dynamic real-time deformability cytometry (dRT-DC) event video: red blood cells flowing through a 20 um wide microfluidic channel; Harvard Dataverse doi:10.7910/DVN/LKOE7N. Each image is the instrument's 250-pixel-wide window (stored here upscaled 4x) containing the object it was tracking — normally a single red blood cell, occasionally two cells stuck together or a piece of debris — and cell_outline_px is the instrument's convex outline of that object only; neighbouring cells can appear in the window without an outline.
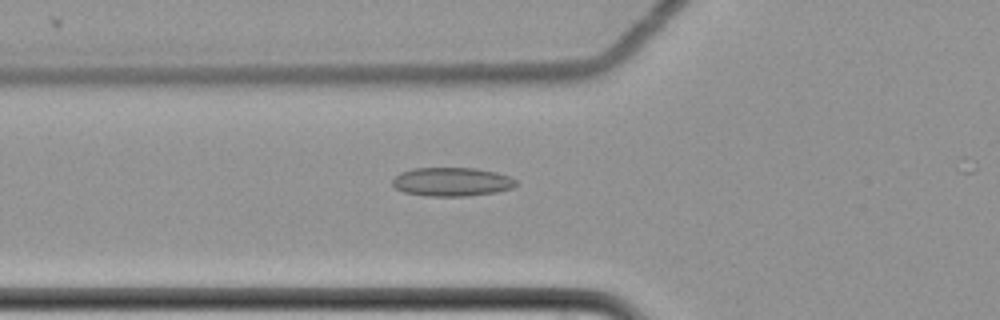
{"species": "common noctule bat (a hibernating species)", "species_latin": "Nyctalus noctula", "temperature_condition": "cold", "stored_images_in_passage": 50, "camera_frame_rate_fps": 3000, "um_per_image_px": 0.085, "animal": {"sex": "female", "body_mass_g": 22.7, "forearm_length_mm": 54.2}, "frame": {"image": 1, "passage_image": 23, "time_ms": 7.333, "image_size_px": [1000, 320], "cell_outline_px": [[516, 184], [512, 188], [496, 192], [468, 196], [424, 196], [404, 192], [396, 188], [392, 184], [392, 180], [400, 172], [412, 168], [476, 168], [496, 172], [508, 176], [516, 180]], "centroid_in_image_um": [38.38, 15.45], "position_along_channel_um": 87.4, "area_um2": 20.75}}
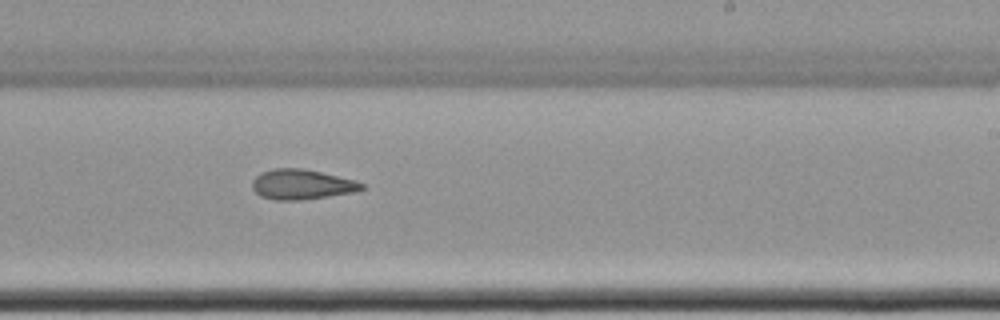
{"frame": {"image": 2, "passage_image": 38, "time_ms": 12.333, "image_size_px": [1000, 320], "cell_outline_px": [[364, 188], [356, 192], [304, 200], [276, 200], [260, 196], [252, 188], [252, 180], [260, 172], [272, 168], [304, 168], [356, 180], [364, 184]], "centroid_in_image_um": [25.65, 15.67], "position_along_channel_um": 263.4, "area_um2": 19.42}}
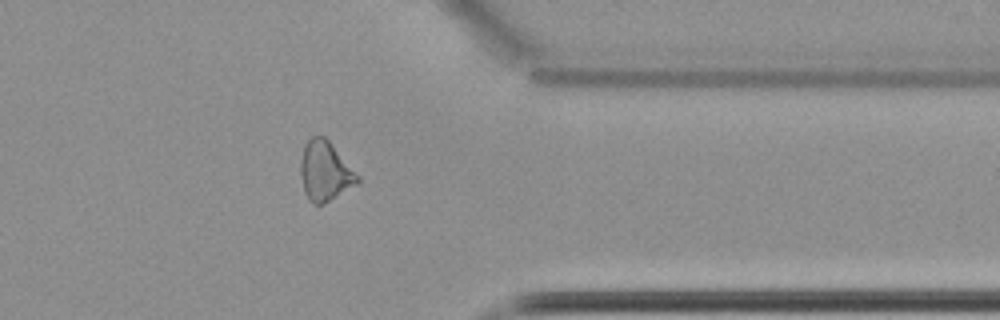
{"frame": {"image": 3, "passage_image": 49, "time_ms": 16.0, "image_size_px": [1000, 320], "cell_outline_px": [[360, 184], [324, 204], [312, 204], [308, 200], [304, 192], [300, 172], [300, 160], [304, 144], [312, 136], [324, 136], [328, 140], [360, 176]], "centroid_in_image_um": [27.64, 14.58], "position_along_channel_um": 383.8, "area_um2": 20.11}}